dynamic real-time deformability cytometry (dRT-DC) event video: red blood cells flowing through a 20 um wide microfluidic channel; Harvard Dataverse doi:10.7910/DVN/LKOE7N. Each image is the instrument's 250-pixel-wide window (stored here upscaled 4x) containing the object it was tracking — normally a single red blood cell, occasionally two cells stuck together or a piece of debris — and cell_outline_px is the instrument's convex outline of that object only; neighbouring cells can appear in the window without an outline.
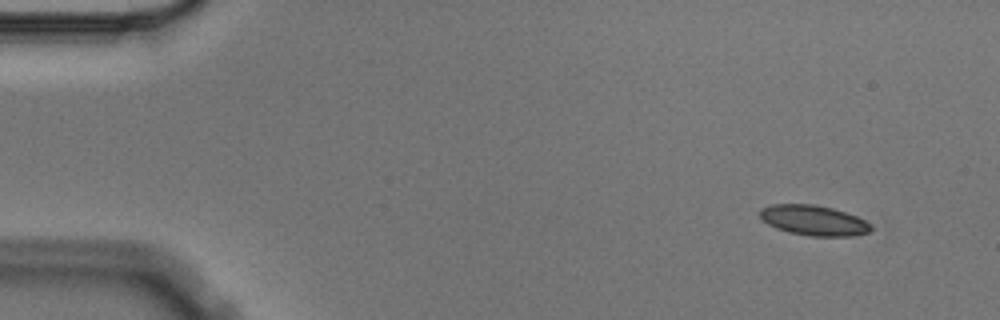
{"species": "Egyptian fruit bat (a non-hibernating species)", "species_latin": "Rousettus aegyptiacus", "temperature_condition": "cold", "stored_images_in_passage": 5, "camera_frame_rate_fps": 3000, "um_per_image_px": 0.085, "animal": {"sex": "male"}, "frame": {"image": 1, "passage_image": 1, "time_ms": 0.0, "image_size_px": [1000, 320], "cell_outline_px": [[872, 232], [852, 236], [808, 236], [788, 232], [776, 228], [768, 224], [760, 216], [760, 208], [772, 204], [812, 204], [832, 208], [856, 216], [872, 224]], "centroid_in_image_um": [69.18, 18.74], "position_along_channel_um": 15.8, "area_um2": 19.59}}